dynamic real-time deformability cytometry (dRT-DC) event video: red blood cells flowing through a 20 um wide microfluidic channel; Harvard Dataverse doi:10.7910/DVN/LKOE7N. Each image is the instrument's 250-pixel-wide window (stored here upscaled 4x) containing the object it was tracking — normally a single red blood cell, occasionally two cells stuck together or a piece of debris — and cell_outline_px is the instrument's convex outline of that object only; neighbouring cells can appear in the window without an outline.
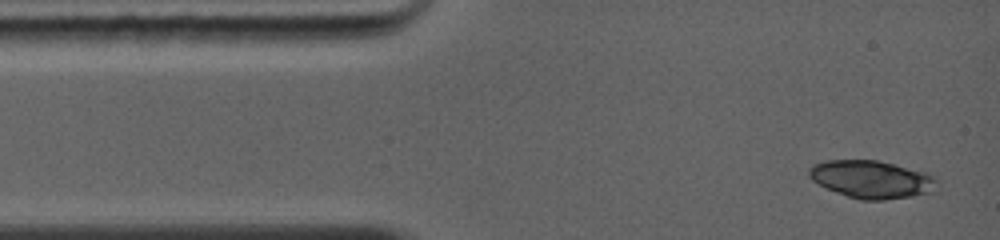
{"species": "common noctule bat (a hibernating species)", "species_latin": "Nyctalus noctula", "temperature_condition": "warm", "stored_images_in_passage": 5, "camera_frame_rate_fps": 5000, "um_per_image_px": 0.085, "animal": {"sex": "female", "body_mass_g": 19.0, "forearm_length_mm": 56.7}, "frame": {"image": 1, "passage_image": 1, "time_ms": 0.0, "image_size_px": [1000, 240], "cell_outline_px": [[936, 192], [912, 196], [884, 200], [860, 200], [836, 192], [812, 180], [808, 176], [808, 168], [812, 164], [824, 160], [876, 160], [928, 172], [936, 176]], "centroid_in_image_um": [74.11, 15.24], "position_along_channel_um": 10.9, "area_um2": 28.38}}